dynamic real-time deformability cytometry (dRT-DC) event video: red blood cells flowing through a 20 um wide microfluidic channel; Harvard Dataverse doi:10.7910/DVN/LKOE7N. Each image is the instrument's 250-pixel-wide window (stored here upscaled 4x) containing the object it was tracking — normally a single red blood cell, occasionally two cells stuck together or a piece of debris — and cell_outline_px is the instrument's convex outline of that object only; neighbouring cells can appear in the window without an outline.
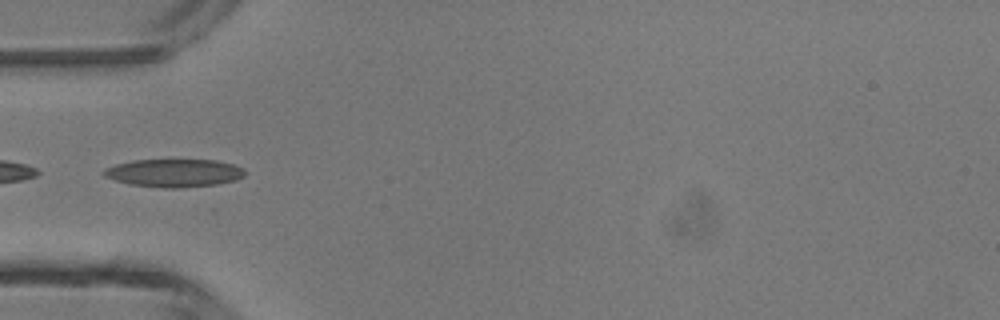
{"species": "common noctule bat (a hibernating species)", "species_latin": "Nyctalus noctula", "temperature_condition": "room temperature", "stored_images_in_passage": 34, "camera_frame_rate_fps": 3000, "um_per_image_px": 0.085, "animal": {"sex": "male", "body_mass_g": 13.3}, "frame": {"image": 1, "passage_image": 8, "time_ms": 2.333, "image_size_px": [1000, 320], "cell_outline_px": [[244, 176], [236, 180], [216, 184], [180, 188], [164, 188], [128, 184], [104, 176], [100, 172], [104, 168], [116, 164], [132, 160], [216, 160], [232, 164], [244, 168]], "centroid_in_image_um": [14.76, 14.7], "position_along_channel_um": 70.2, "area_um2": 23.06}}
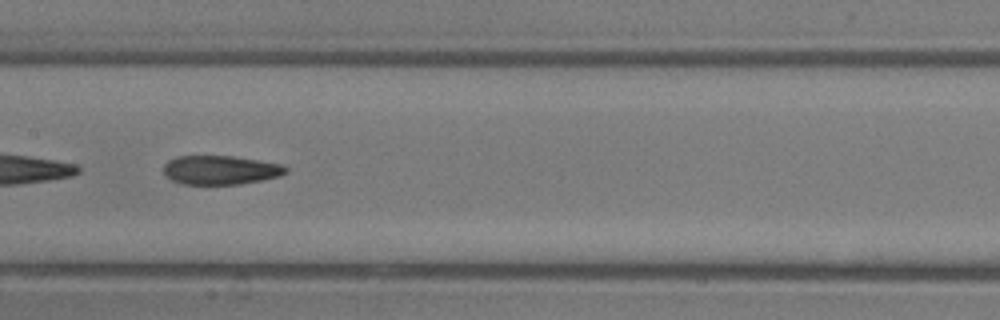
{"frame": {"image": 2, "passage_image": 16, "time_ms": 5.0, "image_size_px": [1000, 320], "cell_outline_px": [[288, 172], [280, 176], [240, 184], [180, 184], [172, 180], [164, 172], [164, 164], [168, 160], [176, 156], [232, 156], [260, 160], [284, 164], [288, 168]], "centroid_in_image_um": [18.77, 14.44], "position_along_channel_um": 188.6, "area_um2": 20.75}}
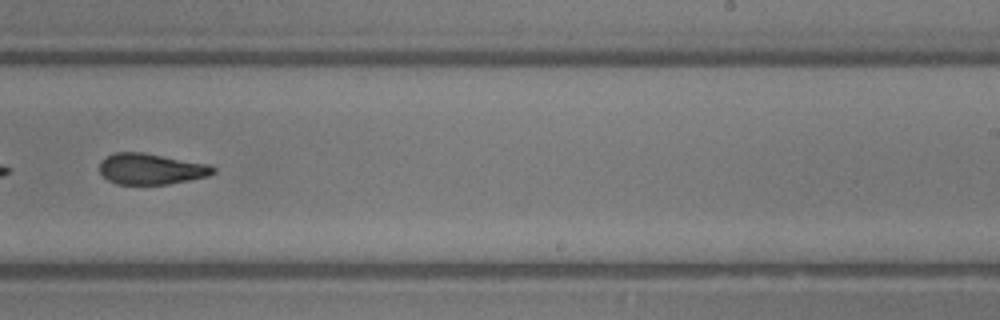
{"frame": {"image": 3, "passage_image": 22, "time_ms": 7.0, "image_size_px": [1000, 320], "cell_outline_px": [[216, 172], [208, 176], [168, 184], [116, 184], [108, 180], [100, 172], [100, 160], [112, 152], [144, 152], [208, 164], [216, 168]], "centroid_in_image_um": [12.82, 14.35], "position_along_channel_um": 276.2, "area_um2": 20.58}, "authors_computed_cell_mechanics": {"area_um2": 21.2704, "velocity_mm_per_s": 4.4035, "shape_relaxation_time_tau1_ms": null, "shape_relaxation_time_tau2_ms": 1.9239, "deformation_change_tau1": null, "deformation_change_tau2": 0.0908}}